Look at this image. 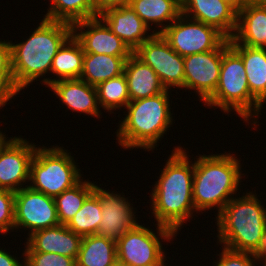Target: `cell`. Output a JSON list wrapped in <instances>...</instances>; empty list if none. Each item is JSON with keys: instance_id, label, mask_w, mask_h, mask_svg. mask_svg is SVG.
<instances>
[{"instance_id": "obj_28", "label": "cell", "mask_w": 266, "mask_h": 266, "mask_svg": "<svg viewBox=\"0 0 266 266\" xmlns=\"http://www.w3.org/2000/svg\"><path fill=\"white\" fill-rule=\"evenodd\" d=\"M94 183L82 179L54 198L60 224L67 225L93 192Z\"/></svg>"}, {"instance_id": "obj_12", "label": "cell", "mask_w": 266, "mask_h": 266, "mask_svg": "<svg viewBox=\"0 0 266 266\" xmlns=\"http://www.w3.org/2000/svg\"><path fill=\"white\" fill-rule=\"evenodd\" d=\"M34 143L21 136H14L0 148V187L17 192L28 187L30 181V163L36 151ZM27 182V183H26ZM25 185V186H24Z\"/></svg>"}, {"instance_id": "obj_10", "label": "cell", "mask_w": 266, "mask_h": 266, "mask_svg": "<svg viewBox=\"0 0 266 266\" xmlns=\"http://www.w3.org/2000/svg\"><path fill=\"white\" fill-rule=\"evenodd\" d=\"M60 224L55 200L29 186L15 192L14 229L27 231L28 237L36 231Z\"/></svg>"}, {"instance_id": "obj_25", "label": "cell", "mask_w": 266, "mask_h": 266, "mask_svg": "<svg viewBox=\"0 0 266 266\" xmlns=\"http://www.w3.org/2000/svg\"><path fill=\"white\" fill-rule=\"evenodd\" d=\"M84 60V50L81 43L72 35L58 50L53 58L50 73L54 79H49V85L64 79H79Z\"/></svg>"}, {"instance_id": "obj_16", "label": "cell", "mask_w": 266, "mask_h": 266, "mask_svg": "<svg viewBox=\"0 0 266 266\" xmlns=\"http://www.w3.org/2000/svg\"><path fill=\"white\" fill-rule=\"evenodd\" d=\"M182 14L215 27L226 38L237 29L238 10L226 0H181Z\"/></svg>"}, {"instance_id": "obj_42", "label": "cell", "mask_w": 266, "mask_h": 266, "mask_svg": "<svg viewBox=\"0 0 266 266\" xmlns=\"http://www.w3.org/2000/svg\"><path fill=\"white\" fill-rule=\"evenodd\" d=\"M112 266H124V265L117 261V262L114 263Z\"/></svg>"}, {"instance_id": "obj_2", "label": "cell", "mask_w": 266, "mask_h": 266, "mask_svg": "<svg viewBox=\"0 0 266 266\" xmlns=\"http://www.w3.org/2000/svg\"><path fill=\"white\" fill-rule=\"evenodd\" d=\"M73 35L72 24L43 18L27 40L11 44L12 73L19 91L42 79L49 86L53 58L62 45ZM39 78V80H38Z\"/></svg>"}, {"instance_id": "obj_32", "label": "cell", "mask_w": 266, "mask_h": 266, "mask_svg": "<svg viewBox=\"0 0 266 266\" xmlns=\"http://www.w3.org/2000/svg\"><path fill=\"white\" fill-rule=\"evenodd\" d=\"M24 266H76V259L55 253H24Z\"/></svg>"}, {"instance_id": "obj_31", "label": "cell", "mask_w": 266, "mask_h": 266, "mask_svg": "<svg viewBox=\"0 0 266 266\" xmlns=\"http://www.w3.org/2000/svg\"><path fill=\"white\" fill-rule=\"evenodd\" d=\"M14 201L15 192L0 187V235L14 232Z\"/></svg>"}, {"instance_id": "obj_34", "label": "cell", "mask_w": 266, "mask_h": 266, "mask_svg": "<svg viewBox=\"0 0 266 266\" xmlns=\"http://www.w3.org/2000/svg\"><path fill=\"white\" fill-rule=\"evenodd\" d=\"M20 93L15 86L13 73H0V108L8 105V101Z\"/></svg>"}, {"instance_id": "obj_23", "label": "cell", "mask_w": 266, "mask_h": 266, "mask_svg": "<svg viewBox=\"0 0 266 266\" xmlns=\"http://www.w3.org/2000/svg\"><path fill=\"white\" fill-rule=\"evenodd\" d=\"M128 5L155 33H162L182 14L181 0H129ZM165 22V23H163Z\"/></svg>"}, {"instance_id": "obj_21", "label": "cell", "mask_w": 266, "mask_h": 266, "mask_svg": "<svg viewBox=\"0 0 266 266\" xmlns=\"http://www.w3.org/2000/svg\"><path fill=\"white\" fill-rule=\"evenodd\" d=\"M124 75L130 101L152 97L166 90L156 72L134 53L126 60Z\"/></svg>"}, {"instance_id": "obj_35", "label": "cell", "mask_w": 266, "mask_h": 266, "mask_svg": "<svg viewBox=\"0 0 266 266\" xmlns=\"http://www.w3.org/2000/svg\"><path fill=\"white\" fill-rule=\"evenodd\" d=\"M0 73H12L10 41L0 40Z\"/></svg>"}, {"instance_id": "obj_4", "label": "cell", "mask_w": 266, "mask_h": 266, "mask_svg": "<svg viewBox=\"0 0 266 266\" xmlns=\"http://www.w3.org/2000/svg\"><path fill=\"white\" fill-rule=\"evenodd\" d=\"M169 90L147 98L130 101L127 114L119 121L116 137L123 149L141 148L148 152L157 147L173 124Z\"/></svg>"}, {"instance_id": "obj_29", "label": "cell", "mask_w": 266, "mask_h": 266, "mask_svg": "<svg viewBox=\"0 0 266 266\" xmlns=\"http://www.w3.org/2000/svg\"><path fill=\"white\" fill-rule=\"evenodd\" d=\"M101 220L102 207L98 197L92 192L66 226L84 237L97 234Z\"/></svg>"}, {"instance_id": "obj_19", "label": "cell", "mask_w": 266, "mask_h": 266, "mask_svg": "<svg viewBox=\"0 0 266 266\" xmlns=\"http://www.w3.org/2000/svg\"><path fill=\"white\" fill-rule=\"evenodd\" d=\"M48 88L72 112L85 113L102 118L98 104L97 89L82 79H64L51 83Z\"/></svg>"}, {"instance_id": "obj_1", "label": "cell", "mask_w": 266, "mask_h": 266, "mask_svg": "<svg viewBox=\"0 0 266 266\" xmlns=\"http://www.w3.org/2000/svg\"><path fill=\"white\" fill-rule=\"evenodd\" d=\"M163 165L151 192L152 216L156 224L171 229L176 235L196 212L193 202L194 162L181 146L174 147Z\"/></svg>"}, {"instance_id": "obj_37", "label": "cell", "mask_w": 266, "mask_h": 266, "mask_svg": "<svg viewBox=\"0 0 266 266\" xmlns=\"http://www.w3.org/2000/svg\"><path fill=\"white\" fill-rule=\"evenodd\" d=\"M17 258L3 247L0 248V266H24V257L21 262Z\"/></svg>"}, {"instance_id": "obj_15", "label": "cell", "mask_w": 266, "mask_h": 266, "mask_svg": "<svg viewBox=\"0 0 266 266\" xmlns=\"http://www.w3.org/2000/svg\"><path fill=\"white\" fill-rule=\"evenodd\" d=\"M73 35L81 43L84 53L130 57L133 52L98 16L75 22Z\"/></svg>"}, {"instance_id": "obj_3", "label": "cell", "mask_w": 266, "mask_h": 266, "mask_svg": "<svg viewBox=\"0 0 266 266\" xmlns=\"http://www.w3.org/2000/svg\"><path fill=\"white\" fill-rule=\"evenodd\" d=\"M199 155L194 161V207L198 213L216 207L218 215L240 190L242 176H245L240 165L242 160L226 152Z\"/></svg>"}, {"instance_id": "obj_33", "label": "cell", "mask_w": 266, "mask_h": 266, "mask_svg": "<svg viewBox=\"0 0 266 266\" xmlns=\"http://www.w3.org/2000/svg\"><path fill=\"white\" fill-rule=\"evenodd\" d=\"M222 252L212 266H256L257 261L252 258L250 252L234 251L221 246ZM219 259V260H218ZM256 263V264H255Z\"/></svg>"}, {"instance_id": "obj_13", "label": "cell", "mask_w": 266, "mask_h": 266, "mask_svg": "<svg viewBox=\"0 0 266 266\" xmlns=\"http://www.w3.org/2000/svg\"><path fill=\"white\" fill-rule=\"evenodd\" d=\"M184 60V88L194 90L205 103L215 92L222 64V43L212 51L191 54Z\"/></svg>"}, {"instance_id": "obj_30", "label": "cell", "mask_w": 266, "mask_h": 266, "mask_svg": "<svg viewBox=\"0 0 266 266\" xmlns=\"http://www.w3.org/2000/svg\"><path fill=\"white\" fill-rule=\"evenodd\" d=\"M99 107L107 112L118 111L130 102L126 77L123 74L106 80L96 86ZM117 109V110H116Z\"/></svg>"}, {"instance_id": "obj_26", "label": "cell", "mask_w": 266, "mask_h": 266, "mask_svg": "<svg viewBox=\"0 0 266 266\" xmlns=\"http://www.w3.org/2000/svg\"><path fill=\"white\" fill-rule=\"evenodd\" d=\"M116 262V241L97 234L82 238L76 266H112Z\"/></svg>"}, {"instance_id": "obj_18", "label": "cell", "mask_w": 266, "mask_h": 266, "mask_svg": "<svg viewBox=\"0 0 266 266\" xmlns=\"http://www.w3.org/2000/svg\"><path fill=\"white\" fill-rule=\"evenodd\" d=\"M82 236L71 231L66 225L34 232L25 242L24 253H55L77 259Z\"/></svg>"}, {"instance_id": "obj_7", "label": "cell", "mask_w": 266, "mask_h": 266, "mask_svg": "<svg viewBox=\"0 0 266 266\" xmlns=\"http://www.w3.org/2000/svg\"><path fill=\"white\" fill-rule=\"evenodd\" d=\"M39 146L36 147L30 163V183L28 185L34 191L55 198L81 180V170L76 165L78 163L71 156V152L63 149L64 147L58 145H53L50 148L44 145Z\"/></svg>"}, {"instance_id": "obj_27", "label": "cell", "mask_w": 266, "mask_h": 266, "mask_svg": "<svg viewBox=\"0 0 266 266\" xmlns=\"http://www.w3.org/2000/svg\"><path fill=\"white\" fill-rule=\"evenodd\" d=\"M51 4L43 18L55 21L75 22L99 16L93 0H50Z\"/></svg>"}, {"instance_id": "obj_9", "label": "cell", "mask_w": 266, "mask_h": 266, "mask_svg": "<svg viewBox=\"0 0 266 266\" xmlns=\"http://www.w3.org/2000/svg\"><path fill=\"white\" fill-rule=\"evenodd\" d=\"M180 56L215 50L226 37L215 27L181 14L161 33Z\"/></svg>"}, {"instance_id": "obj_17", "label": "cell", "mask_w": 266, "mask_h": 266, "mask_svg": "<svg viewBox=\"0 0 266 266\" xmlns=\"http://www.w3.org/2000/svg\"><path fill=\"white\" fill-rule=\"evenodd\" d=\"M99 17L132 52L155 34V30L148 32L151 29L128 4L108 7L99 13Z\"/></svg>"}, {"instance_id": "obj_41", "label": "cell", "mask_w": 266, "mask_h": 266, "mask_svg": "<svg viewBox=\"0 0 266 266\" xmlns=\"http://www.w3.org/2000/svg\"><path fill=\"white\" fill-rule=\"evenodd\" d=\"M246 3L248 2H265L266 0H244Z\"/></svg>"}, {"instance_id": "obj_8", "label": "cell", "mask_w": 266, "mask_h": 266, "mask_svg": "<svg viewBox=\"0 0 266 266\" xmlns=\"http://www.w3.org/2000/svg\"><path fill=\"white\" fill-rule=\"evenodd\" d=\"M155 225L158 235L142 223L126 232L116 242L117 261L124 266H169L162 242L173 241L177 235L165 226Z\"/></svg>"}, {"instance_id": "obj_11", "label": "cell", "mask_w": 266, "mask_h": 266, "mask_svg": "<svg viewBox=\"0 0 266 266\" xmlns=\"http://www.w3.org/2000/svg\"><path fill=\"white\" fill-rule=\"evenodd\" d=\"M133 53L156 72L165 89L184 88L183 57L171 48L161 33H155Z\"/></svg>"}, {"instance_id": "obj_40", "label": "cell", "mask_w": 266, "mask_h": 266, "mask_svg": "<svg viewBox=\"0 0 266 266\" xmlns=\"http://www.w3.org/2000/svg\"><path fill=\"white\" fill-rule=\"evenodd\" d=\"M7 138L8 137L6 136V134L3 133V131L2 132L0 131V148L8 140Z\"/></svg>"}, {"instance_id": "obj_38", "label": "cell", "mask_w": 266, "mask_h": 266, "mask_svg": "<svg viewBox=\"0 0 266 266\" xmlns=\"http://www.w3.org/2000/svg\"><path fill=\"white\" fill-rule=\"evenodd\" d=\"M129 0H93L95 9L100 13L108 7L127 5Z\"/></svg>"}, {"instance_id": "obj_24", "label": "cell", "mask_w": 266, "mask_h": 266, "mask_svg": "<svg viewBox=\"0 0 266 266\" xmlns=\"http://www.w3.org/2000/svg\"><path fill=\"white\" fill-rule=\"evenodd\" d=\"M128 58L106 54L84 53L80 79L96 87L106 80L123 74Z\"/></svg>"}, {"instance_id": "obj_6", "label": "cell", "mask_w": 266, "mask_h": 266, "mask_svg": "<svg viewBox=\"0 0 266 266\" xmlns=\"http://www.w3.org/2000/svg\"><path fill=\"white\" fill-rule=\"evenodd\" d=\"M204 105L213 109L217 107L225 114L236 112L234 114H238L248 125L253 122V130L259 126L257 116L262 114L264 107L251 95L243 60L230 46L228 38L222 42V64L217 88Z\"/></svg>"}, {"instance_id": "obj_22", "label": "cell", "mask_w": 266, "mask_h": 266, "mask_svg": "<svg viewBox=\"0 0 266 266\" xmlns=\"http://www.w3.org/2000/svg\"><path fill=\"white\" fill-rule=\"evenodd\" d=\"M241 56L251 95L266 105V48L230 44Z\"/></svg>"}, {"instance_id": "obj_20", "label": "cell", "mask_w": 266, "mask_h": 266, "mask_svg": "<svg viewBox=\"0 0 266 266\" xmlns=\"http://www.w3.org/2000/svg\"><path fill=\"white\" fill-rule=\"evenodd\" d=\"M229 44L266 48V1L248 2L238 10L237 29Z\"/></svg>"}, {"instance_id": "obj_5", "label": "cell", "mask_w": 266, "mask_h": 266, "mask_svg": "<svg viewBox=\"0 0 266 266\" xmlns=\"http://www.w3.org/2000/svg\"><path fill=\"white\" fill-rule=\"evenodd\" d=\"M263 202L253 191L246 190L242 196L233 197L216 216V243L234 251L251 253L266 225Z\"/></svg>"}, {"instance_id": "obj_14", "label": "cell", "mask_w": 266, "mask_h": 266, "mask_svg": "<svg viewBox=\"0 0 266 266\" xmlns=\"http://www.w3.org/2000/svg\"><path fill=\"white\" fill-rule=\"evenodd\" d=\"M115 191L104 190L94 184L93 193L98 197L102 207V220L99 223L97 235L118 241L126 232L136 227L139 223L135 217L137 210L127 197L116 194Z\"/></svg>"}, {"instance_id": "obj_36", "label": "cell", "mask_w": 266, "mask_h": 266, "mask_svg": "<svg viewBox=\"0 0 266 266\" xmlns=\"http://www.w3.org/2000/svg\"><path fill=\"white\" fill-rule=\"evenodd\" d=\"M251 256L258 262V264H260L258 266L264 265L266 263V225L263 229V233L259 239L258 245L251 252Z\"/></svg>"}, {"instance_id": "obj_39", "label": "cell", "mask_w": 266, "mask_h": 266, "mask_svg": "<svg viewBox=\"0 0 266 266\" xmlns=\"http://www.w3.org/2000/svg\"><path fill=\"white\" fill-rule=\"evenodd\" d=\"M226 1L232 4L237 10L241 9L246 4L244 0H226Z\"/></svg>"}]
</instances>
